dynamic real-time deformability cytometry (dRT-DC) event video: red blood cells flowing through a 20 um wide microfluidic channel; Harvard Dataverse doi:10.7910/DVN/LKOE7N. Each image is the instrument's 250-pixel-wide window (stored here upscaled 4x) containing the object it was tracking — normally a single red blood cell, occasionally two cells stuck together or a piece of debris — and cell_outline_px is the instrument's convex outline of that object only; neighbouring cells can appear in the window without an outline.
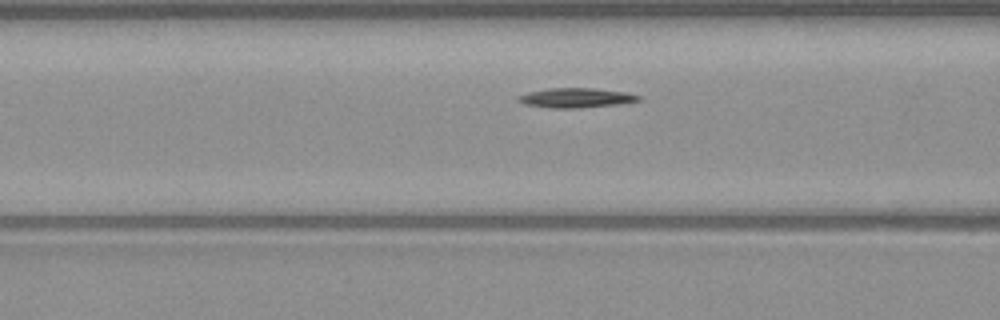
{"species": "common noctule bat (a hibernating species)", "species_latin": "Nyctalus noctula", "temperature_condition": "warm", "stored_images_in_passage": 26, "camera_frame_rate_fps": 3000, "um_per_image_px": 0.085, "animal": {"sex": "male", "body_mass_g": 23.1, "forearm_length_mm": 52.7}, "frame": {"image": 1, "passage_image": 5, "time_ms": 1.333, "image_size_px": [1000, 320], "cell_outline_px": [[640, 100], [616, 104], [576, 108], [552, 108], [524, 104], [516, 100], [516, 96], [528, 92], [548, 88], [592, 88], [624, 92], [640, 96]], "centroid_in_image_um": [48.87, 8.31], "position_along_channel_um": 117.7, "area_um2": 13.58}}
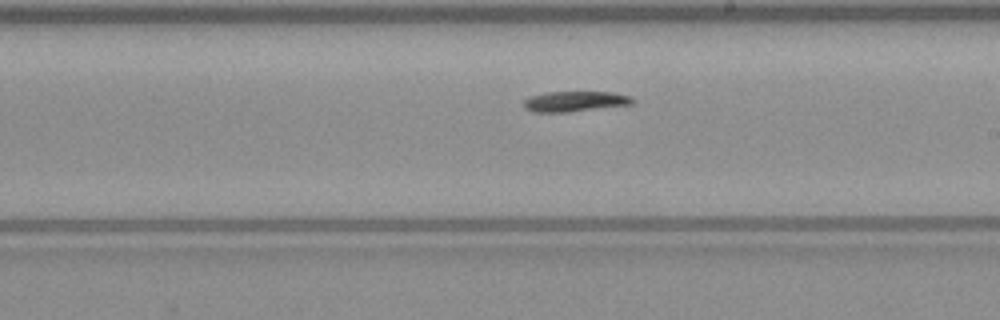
{"frame": {"image": 2, "passage_image": 14, "time_ms": 4.333, "image_size_px": [1000, 320], "cell_outline_px": [[636, 100], [632, 104], [568, 112], [532, 112], [524, 108], [524, 100], [528, 96], [544, 92], [612, 92], [632, 96]], "centroid_in_image_um": [48.85, 8.61], "position_along_channel_um": 240.1, "area_um2": 13.06}}
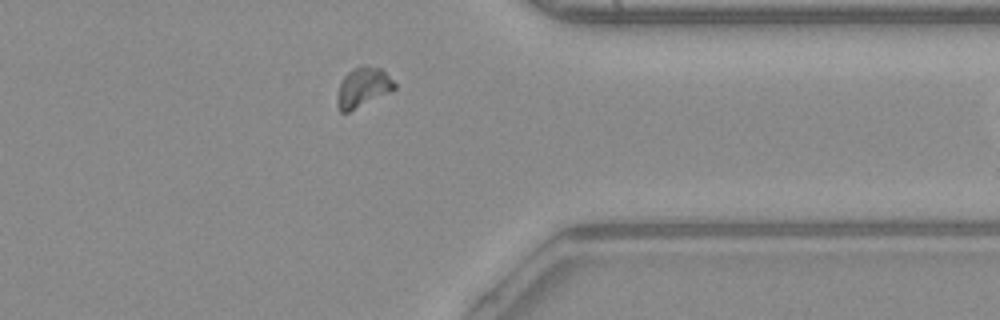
{"frame": {"image": 3, "passage_image": 25, "time_ms": 8.0, "image_size_px": [1000, 320], "cell_outline_px": [[396, 88], [348, 112], [340, 112], [336, 104], [336, 96], [340, 84], [344, 76], [352, 68], [360, 64], [364, 64], [380, 68], [396, 84]], "centroid_in_image_um": [30.8, 7.4], "position_along_channel_um": 380.6, "area_um2": 13.12}}